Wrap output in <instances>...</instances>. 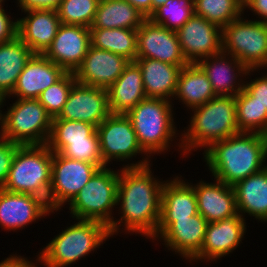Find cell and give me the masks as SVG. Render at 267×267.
Instances as JSON below:
<instances>
[{
	"label": "cell",
	"instance_id": "obj_1",
	"mask_svg": "<svg viewBox=\"0 0 267 267\" xmlns=\"http://www.w3.org/2000/svg\"><path fill=\"white\" fill-rule=\"evenodd\" d=\"M148 161L145 158L120 170L117 204L121 202L122 216L108 227L110 236L119 232V224L124 223L125 230L142 233L154 240L160 221L164 182L152 176Z\"/></svg>",
	"mask_w": 267,
	"mask_h": 267
},
{
	"label": "cell",
	"instance_id": "obj_2",
	"mask_svg": "<svg viewBox=\"0 0 267 267\" xmlns=\"http://www.w3.org/2000/svg\"><path fill=\"white\" fill-rule=\"evenodd\" d=\"M204 159L215 179L234 186L266 165L267 136L240 132L213 143L204 150Z\"/></svg>",
	"mask_w": 267,
	"mask_h": 267
},
{
	"label": "cell",
	"instance_id": "obj_3",
	"mask_svg": "<svg viewBox=\"0 0 267 267\" xmlns=\"http://www.w3.org/2000/svg\"><path fill=\"white\" fill-rule=\"evenodd\" d=\"M192 111L189 128L179 143L184 155L197 147L207 150L213 143L239 133L235 96H215Z\"/></svg>",
	"mask_w": 267,
	"mask_h": 267
},
{
	"label": "cell",
	"instance_id": "obj_4",
	"mask_svg": "<svg viewBox=\"0 0 267 267\" xmlns=\"http://www.w3.org/2000/svg\"><path fill=\"white\" fill-rule=\"evenodd\" d=\"M53 151L47 144L20 145L13 157L4 190L37 196L48 204Z\"/></svg>",
	"mask_w": 267,
	"mask_h": 267
},
{
	"label": "cell",
	"instance_id": "obj_5",
	"mask_svg": "<svg viewBox=\"0 0 267 267\" xmlns=\"http://www.w3.org/2000/svg\"><path fill=\"white\" fill-rule=\"evenodd\" d=\"M109 237V228L103 223L79 219L47 244L38 261L46 267H66L94 251Z\"/></svg>",
	"mask_w": 267,
	"mask_h": 267
},
{
	"label": "cell",
	"instance_id": "obj_6",
	"mask_svg": "<svg viewBox=\"0 0 267 267\" xmlns=\"http://www.w3.org/2000/svg\"><path fill=\"white\" fill-rule=\"evenodd\" d=\"M170 103L167 99L146 97L126 114L141 148L148 154L168 150L176 135Z\"/></svg>",
	"mask_w": 267,
	"mask_h": 267
},
{
	"label": "cell",
	"instance_id": "obj_7",
	"mask_svg": "<svg viewBox=\"0 0 267 267\" xmlns=\"http://www.w3.org/2000/svg\"><path fill=\"white\" fill-rule=\"evenodd\" d=\"M52 120L38 99H18L2 115L0 137L19 145L47 144Z\"/></svg>",
	"mask_w": 267,
	"mask_h": 267
},
{
	"label": "cell",
	"instance_id": "obj_8",
	"mask_svg": "<svg viewBox=\"0 0 267 267\" xmlns=\"http://www.w3.org/2000/svg\"><path fill=\"white\" fill-rule=\"evenodd\" d=\"M118 180L119 170L116 172L106 166L99 168L68 203L73 218L97 221L109 227L114 221L111 210L118 205Z\"/></svg>",
	"mask_w": 267,
	"mask_h": 267
},
{
	"label": "cell",
	"instance_id": "obj_9",
	"mask_svg": "<svg viewBox=\"0 0 267 267\" xmlns=\"http://www.w3.org/2000/svg\"><path fill=\"white\" fill-rule=\"evenodd\" d=\"M222 52L237 58L248 69L267 66V23L238 19L222 28Z\"/></svg>",
	"mask_w": 267,
	"mask_h": 267
},
{
	"label": "cell",
	"instance_id": "obj_10",
	"mask_svg": "<svg viewBox=\"0 0 267 267\" xmlns=\"http://www.w3.org/2000/svg\"><path fill=\"white\" fill-rule=\"evenodd\" d=\"M105 166L71 159L53 152L49 209L52 212L58 211L64 203L71 202L95 172Z\"/></svg>",
	"mask_w": 267,
	"mask_h": 267
},
{
	"label": "cell",
	"instance_id": "obj_11",
	"mask_svg": "<svg viewBox=\"0 0 267 267\" xmlns=\"http://www.w3.org/2000/svg\"><path fill=\"white\" fill-rule=\"evenodd\" d=\"M96 131L102 160L106 166L114 159L124 161L133 158L137 153L148 156L141 148L132 122L126 114L111 113L96 127Z\"/></svg>",
	"mask_w": 267,
	"mask_h": 267
},
{
	"label": "cell",
	"instance_id": "obj_12",
	"mask_svg": "<svg viewBox=\"0 0 267 267\" xmlns=\"http://www.w3.org/2000/svg\"><path fill=\"white\" fill-rule=\"evenodd\" d=\"M176 33L188 63L222 52V28L202 16L194 14Z\"/></svg>",
	"mask_w": 267,
	"mask_h": 267
},
{
	"label": "cell",
	"instance_id": "obj_13",
	"mask_svg": "<svg viewBox=\"0 0 267 267\" xmlns=\"http://www.w3.org/2000/svg\"><path fill=\"white\" fill-rule=\"evenodd\" d=\"M137 58H151L182 68L189 64L176 31L155 24L149 18L137 29Z\"/></svg>",
	"mask_w": 267,
	"mask_h": 267
},
{
	"label": "cell",
	"instance_id": "obj_14",
	"mask_svg": "<svg viewBox=\"0 0 267 267\" xmlns=\"http://www.w3.org/2000/svg\"><path fill=\"white\" fill-rule=\"evenodd\" d=\"M110 114L107 89L75 82L61 113L53 119L82 121L97 127Z\"/></svg>",
	"mask_w": 267,
	"mask_h": 267
},
{
	"label": "cell",
	"instance_id": "obj_15",
	"mask_svg": "<svg viewBox=\"0 0 267 267\" xmlns=\"http://www.w3.org/2000/svg\"><path fill=\"white\" fill-rule=\"evenodd\" d=\"M207 224L199 213L176 221H159L155 239L160 235L167 248L191 260L201 250Z\"/></svg>",
	"mask_w": 267,
	"mask_h": 267
},
{
	"label": "cell",
	"instance_id": "obj_16",
	"mask_svg": "<svg viewBox=\"0 0 267 267\" xmlns=\"http://www.w3.org/2000/svg\"><path fill=\"white\" fill-rule=\"evenodd\" d=\"M90 45L89 27L61 24L43 55L66 72L74 73L84 60Z\"/></svg>",
	"mask_w": 267,
	"mask_h": 267
},
{
	"label": "cell",
	"instance_id": "obj_17",
	"mask_svg": "<svg viewBox=\"0 0 267 267\" xmlns=\"http://www.w3.org/2000/svg\"><path fill=\"white\" fill-rule=\"evenodd\" d=\"M130 62L121 55L90 45L84 60L74 72L76 82L108 89Z\"/></svg>",
	"mask_w": 267,
	"mask_h": 267
},
{
	"label": "cell",
	"instance_id": "obj_18",
	"mask_svg": "<svg viewBox=\"0 0 267 267\" xmlns=\"http://www.w3.org/2000/svg\"><path fill=\"white\" fill-rule=\"evenodd\" d=\"M242 214L207 224L201 250L191 259L215 260L232 252L240 244L246 225ZM196 259V260H195Z\"/></svg>",
	"mask_w": 267,
	"mask_h": 267
},
{
	"label": "cell",
	"instance_id": "obj_19",
	"mask_svg": "<svg viewBox=\"0 0 267 267\" xmlns=\"http://www.w3.org/2000/svg\"><path fill=\"white\" fill-rule=\"evenodd\" d=\"M48 204L41 198L0 189V225L18 230L50 213Z\"/></svg>",
	"mask_w": 267,
	"mask_h": 267
},
{
	"label": "cell",
	"instance_id": "obj_20",
	"mask_svg": "<svg viewBox=\"0 0 267 267\" xmlns=\"http://www.w3.org/2000/svg\"><path fill=\"white\" fill-rule=\"evenodd\" d=\"M24 13L28 16L17 20V36L35 54H43L61 25L57 10L32 9Z\"/></svg>",
	"mask_w": 267,
	"mask_h": 267
},
{
	"label": "cell",
	"instance_id": "obj_21",
	"mask_svg": "<svg viewBox=\"0 0 267 267\" xmlns=\"http://www.w3.org/2000/svg\"><path fill=\"white\" fill-rule=\"evenodd\" d=\"M67 72L43 54H34L20 73L10 95L17 99H38L41 93ZM19 97V98H18Z\"/></svg>",
	"mask_w": 267,
	"mask_h": 267
},
{
	"label": "cell",
	"instance_id": "obj_22",
	"mask_svg": "<svg viewBox=\"0 0 267 267\" xmlns=\"http://www.w3.org/2000/svg\"><path fill=\"white\" fill-rule=\"evenodd\" d=\"M226 56L228 57L226 53L221 52L219 54L204 58L196 63L208 77L213 92L216 96L238 95L244 89V83L240 84L236 82V80H238L237 76L241 74L250 75V71L252 72L254 70H257L248 69L244 64H242L237 58L232 55L229 56V58L231 57L229 62V58L226 59ZM235 68L237 69L235 70Z\"/></svg>",
	"mask_w": 267,
	"mask_h": 267
},
{
	"label": "cell",
	"instance_id": "obj_23",
	"mask_svg": "<svg viewBox=\"0 0 267 267\" xmlns=\"http://www.w3.org/2000/svg\"><path fill=\"white\" fill-rule=\"evenodd\" d=\"M198 213L208 223L221 221L236 215V199L233 186L216 179V183L200 181L194 185Z\"/></svg>",
	"mask_w": 267,
	"mask_h": 267
},
{
	"label": "cell",
	"instance_id": "obj_24",
	"mask_svg": "<svg viewBox=\"0 0 267 267\" xmlns=\"http://www.w3.org/2000/svg\"><path fill=\"white\" fill-rule=\"evenodd\" d=\"M111 113L127 114L146 98L142 72L135 62H130L119 78L107 89Z\"/></svg>",
	"mask_w": 267,
	"mask_h": 267
},
{
	"label": "cell",
	"instance_id": "obj_25",
	"mask_svg": "<svg viewBox=\"0 0 267 267\" xmlns=\"http://www.w3.org/2000/svg\"><path fill=\"white\" fill-rule=\"evenodd\" d=\"M142 72L146 97L170 100L175 95L182 67L151 58L134 61Z\"/></svg>",
	"mask_w": 267,
	"mask_h": 267
},
{
	"label": "cell",
	"instance_id": "obj_26",
	"mask_svg": "<svg viewBox=\"0 0 267 267\" xmlns=\"http://www.w3.org/2000/svg\"><path fill=\"white\" fill-rule=\"evenodd\" d=\"M176 177L163 184L160 221H176L198 213L197 199L193 185Z\"/></svg>",
	"mask_w": 267,
	"mask_h": 267
},
{
	"label": "cell",
	"instance_id": "obj_27",
	"mask_svg": "<svg viewBox=\"0 0 267 267\" xmlns=\"http://www.w3.org/2000/svg\"><path fill=\"white\" fill-rule=\"evenodd\" d=\"M237 212L267 221V166L233 186Z\"/></svg>",
	"mask_w": 267,
	"mask_h": 267
},
{
	"label": "cell",
	"instance_id": "obj_28",
	"mask_svg": "<svg viewBox=\"0 0 267 267\" xmlns=\"http://www.w3.org/2000/svg\"><path fill=\"white\" fill-rule=\"evenodd\" d=\"M34 54L18 36L0 43V97H10L20 73Z\"/></svg>",
	"mask_w": 267,
	"mask_h": 267
},
{
	"label": "cell",
	"instance_id": "obj_29",
	"mask_svg": "<svg viewBox=\"0 0 267 267\" xmlns=\"http://www.w3.org/2000/svg\"><path fill=\"white\" fill-rule=\"evenodd\" d=\"M146 19L126 0H99L90 28L138 29Z\"/></svg>",
	"mask_w": 267,
	"mask_h": 267
},
{
	"label": "cell",
	"instance_id": "obj_30",
	"mask_svg": "<svg viewBox=\"0 0 267 267\" xmlns=\"http://www.w3.org/2000/svg\"><path fill=\"white\" fill-rule=\"evenodd\" d=\"M193 109L205 104L216 95L203 70L196 63L184 66L179 74L174 97Z\"/></svg>",
	"mask_w": 267,
	"mask_h": 267
},
{
	"label": "cell",
	"instance_id": "obj_31",
	"mask_svg": "<svg viewBox=\"0 0 267 267\" xmlns=\"http://www.w3.org/2000/svg\"><path fill=\"white\" fill-rule=\"evenodd\" d=\"M91 46L121 55L131 62L137 58V29L90 28Z\"/></svg>",
	"mask_w": 267,
	"mask_h": 267
},
{
	"label": "cell",
	"instance_id": "obj_32",
	"mask_svg": "<svg viewBox=\"0 0 267 267\" xmlns=\"http://www.w3.org/2000/svg\"><path fill=\"white\" fill-rule=\"evenodd\" d=\"M87 138H99L94 125L82 121L53 119L47 145L53 152L60 153L69 142L87 141Z\"/></svg>",
	"mask_w": 267,
	"mask_h": 267
},
{
	"label": "cell",
	"instance_id": "obj_33",
	"mask_svg": "<svg viewBox=\"0 0 267 267\" xmlns=\"http://www.w3.org/2000/svg\"><path fill=\"white\" fill-rule=\"evenodd\" d=\"M237 125L240 132L267 136V109L254 101L245 89L235 96Z\"/></svg>",
	"mask_w": 267,
	"mask_h": 267
},
{
	"label": "cell",
	"instance_id": "obj_34",
	"mask_svg": "<svg viewBox=\"0 0 267 267\" xmlns=\"http://www.w3.org/2000/svg\"><path fill=\"white\" fill-rule=\"evenodd\" d=\"M194 14L221 28L243 14V0H193Z\"/></svg>",
	"mask_w": 267,
	"mask_h": 267
},
{
	"label": "cell",
	"instance_id": "obj_35",
	"mask_svg": "<svg viewBox=\"0 0 267 267\" xmlns=\"http://www.w3.org/2000/svg\"><path fill=\"white\" fill-rule=\"evenodd\" d=\"M194 15L193 0H168L157 8L149 19L163 27L177 31Z\"/></svg>",
	"mask_w": 267,
	"mask_h": 267
},
{
	"label": "cell",
	"instance_id": "obj_36",
	"mask_svg": "<svg viewBox=\"0 0 267 267\" xmlns=\"http://www.w3.org/2000/svg\"><path fill=\"white\" fill-rule=\"evenodd\" d=\"M99 0H61L57 13L61 24L91 26Z\"/></svg>",
	"mask_w": 267,
	"mask_h": 267
},
{
	"label": "cell",
	"instance_id": "obj_37",
	"mask_svg": "<svg viewBox=\"0 0 267 267\" xmlns=\"http://www.w3.org/2000/svg\"><path fill=\"white\" fill-rule=\"evenodd\" d=\"M76 82L73 72H67L59 81L44 90L39 96V102L48 114L56 118L61 113L73 84Z\"/></svg>",
	"mask_w": 267,
	"mask_h": 267
},
{
	"label": "cell",
	"instance_id": "obj_38",
	"mask_svg": "<svg viewBox=\"0 0 267 267\" xmlns=\"http://www.w3.org/2000/svg\"><path fill=\"white\" fill-rule=\"evenodd\" d=\"M60 154L64 157L92 164H104L100 152L99 138H87V141L69 142Z\"/></svg>",
	"mask_w": 267,
	"mask_h": 267
},
{
	"label": "cell",
	"instance_id": "obj_39",
	"mask_svg": "<svg viewBox=\"0 0 267 267\" xmlns=\"http://www.w3.org/2000/svg\"><path fill=\"white\" fill-rule=\"evenodd\" d=\"M20 145L0 137V189L6 183L13 157Z\"/></svg>",
	"mask_w": 267,
	"mask_h": 267
},
{
	"label": "cell",
	"instance_id": "obj_40",
	"mask_svg": "<svg viewBox=\"0 0 267 267\" xmlns=\"http://www.w3.org/2000/svg\"><path fill=\"white\" fill-rule=\"evenodd\" d=\"M244 89L254 97V101L267 109V74L244 84Z\"/></svg>",
	"mask_w": 267,
	"mask_h": 267
},
{
	"label": "cell",
	"instance_id": "obj_41",
	"mask_svg": "<svg viewBox=\"0 0 267 267\" xmlns=\"http://www.w3.org/2000/svg\"><path fill=\"white\" fill-rule=\"evenodd\" d=\"M0 0V43H6L13 40L17 36V26L18 22L10 20L5 10L2 7V2Z\"/></svg>",
	"mask_w": 267,
	"mask_h": 267
},
{
	"label": "cell",
	"instance_id": "obj_42",
	"mask_svg": "<svg viewBox=\"0 0 267 267\" xmlns=\"http://www.w3.org/2000/svg\"><path fill=\"white\" fill-rule=\"evenodd\" d=\"M18 5L23 10L54 9L57 10L61 0H18Z\"/></svg>",
	"mask_w": 267,
	"mask_h": 267
},
{
	"label": "cell",
	"instance_id": "obj_43",
	"mask_svg": "<svg viewBox=\"0 0 267 267\" xmlns=\"http://www.w3.org/2000/svg\"><path fill=\"white\" fill-rule=\"evenodd\" d=\"M243 7L250 8L261 17V21L267 23V0H243Z\"/></svg>",
	"mask_w": 267,
	"mask_h": 267
},
{
	"label": "cell",
	"instance_id": "obj_44",
	"mask_svg": "<svg viewBox=\"0 0 267 267\" xmlns=\"http://www.w3.org/2000/svg\"><path fill=\"white\" fill-rule=\"evenodd\" d=\"M137 8L146 18L152 14V0H126Z\"/></svg>",
	"mask_w": 267,
	"mask_h": 267
},
{
	"label": "cell",
	"instance_id": "obj_45",
	"mask_svg": "<svg viewBox=\"0 0 267 267\" xmlns=\"http://www.w3.org/2000/svg\"><path fill=\"white\" fill-rule=\"evenodd\" d=\"M21 256H11L1 261L0 267H21L27 260Z\"/></svg>",
	"mask_w": 267,
	"mask_h": 267
},
{
	"label": "cell",
	"instance_id": "obj_46",
	"mask_svg": "<svg viewBox=\"0 0 267 267\" xmlns=\"http://www.w3.org/2000/svg\"><path fill=\"white\" fill-rule=\"evenodd\" d=\"M167 1L168 0H152V13L160 6L164 5Z\"/></svg>",
	"mask_w": 267,
	"mask_h": 267
},
{
	"label": "cell",
	"instance_id": "obj_47",
	"mask_svg": "<svg viewBox=\"0 0 267 267\" xmlns=\"http://www.w3.org/2000/svg\"><path fill=\"white\" fill-rule=\"evenodd\" d=\"M31 261H26L21 267H37V266H35L34 265V263L33 262H31Z\"/></svg>",
	"mask_w": 267,
	"mask_h": 267
},
{
	"label": "cell",
	"instance_id": "obj_48",
	"mask_svg": "<svg viewBox=\"0 0 267 267\" xmlns=\"http://www.w3.org/2000/svg\"><path fill=\"white\" fill-rule=\"evenodd\" d=\"M4 100H5L4 98L0 97V106L3 104ZM1 112L2 111L0 110V126H1V119H2V113Z\"/></svg>",
	"mask_w": 267,
	"mask_h": 267
}]
</instances>
